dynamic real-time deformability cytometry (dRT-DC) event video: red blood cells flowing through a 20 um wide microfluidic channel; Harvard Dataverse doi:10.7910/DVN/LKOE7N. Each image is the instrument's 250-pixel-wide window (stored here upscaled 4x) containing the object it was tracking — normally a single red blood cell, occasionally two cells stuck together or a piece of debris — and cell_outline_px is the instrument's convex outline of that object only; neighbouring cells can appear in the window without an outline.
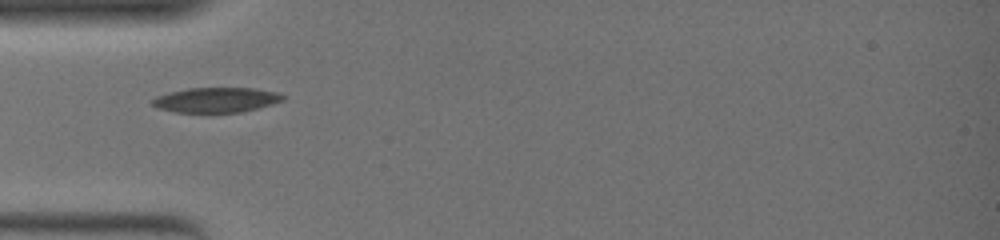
{"species": "common noctule bat (a hibernating species)", "species_latin": "Nyctalus noctula", "temperature_condition": "warm", "stored_images_in_passage": 33, "camera_frame_rate_fps": 3000, "um_per_image_px": 0.085, "animal": {"sex": "female", "body_mass_g": 19.0, "forearm_length_mm": 51.5}, "frame": {"image": 1, "passage_image": 1, "time_ms": 0.0, "image_size_px": [1000, 240], "cell_outline_px": [[284, 100], [272, 104], [244, 112], [176, 112], [156, 108], [152, 104], [152, 100], [156, 96], [188, 88], [256, 88], [276, 92], [284, 96]], "centroid_in_image_um": [18.39, 8.49], "position_along_channel_um": 66.6, "area_um2": 18.9}}
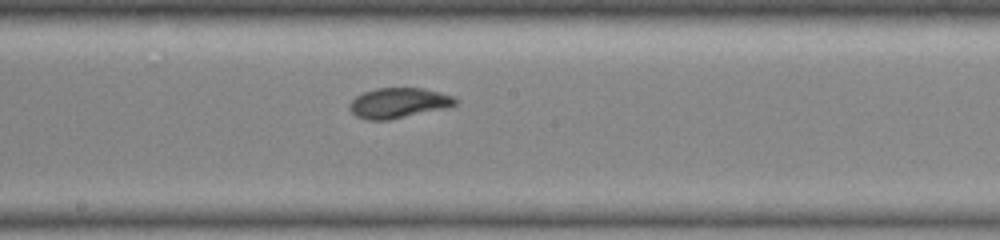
{"frame": {"image": 2, "passage_image": 13, "time_ms": 4.0, "image_size_px": [1000, 240], "cell_outline_px": [[460, 100], [452, 108], [388, 120], [368, 120], [356, 116], [348, 108], [348, 104], [356, 96], [364, 92], [376, 88], [424, 88], [456, 96]], "centroid_in_image_um": [33.96, 8.75], "position_along_channel_um": 214.2, "area_um2": 19.13}}
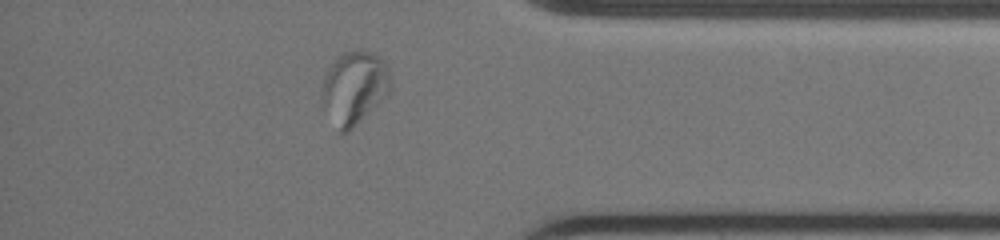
{"frame": {"image": 3, "passage_image": 29, "time_ms": 9.333, "image_size_px": [1000, 240], "cell_outline_px": [[392, 88], [348, 132], [340, 132], [324, 108], [320, 100], [320, 88], [324, 76], [332, 64], [344, 52], [368, 52], [380, 56], [388, 64], [392, 80]], "centroid_in_image_um": [30.11, 7.44], "position_along_channel_um": 405.1, "area_um2": 28.78}}